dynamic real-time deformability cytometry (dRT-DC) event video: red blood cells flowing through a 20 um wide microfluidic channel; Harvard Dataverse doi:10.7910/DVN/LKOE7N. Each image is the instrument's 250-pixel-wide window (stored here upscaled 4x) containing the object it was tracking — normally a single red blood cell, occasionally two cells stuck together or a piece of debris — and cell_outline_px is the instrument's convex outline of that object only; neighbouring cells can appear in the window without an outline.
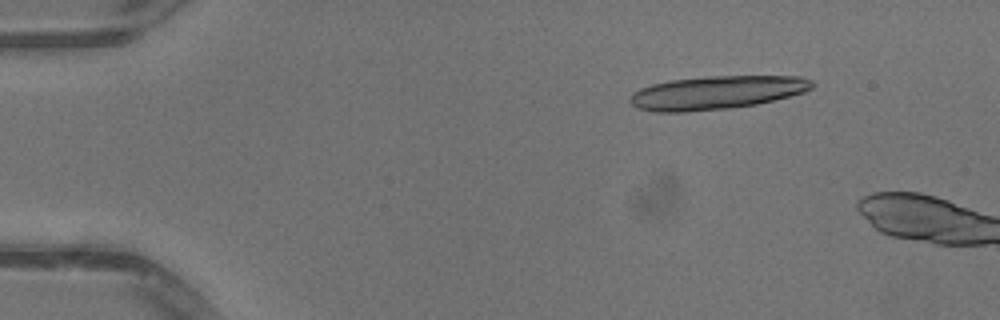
{"species": "common noctule bat (a hibernating species)", "species_latin": "Nyctalus noctula", "temperature_condition": "warm", "stored_images_in_passage": 5, "camera_frame_rate_fps": 3000, "um_per_image_px": 0.085, "animal": {"sex": "male", "body_mass_g": 13.3}, "frame": {"image": 1, "passage_image": 2, "time_ms": 0.333, "image_size_px": [1000, 320], "cell_outline_px": [[816, 84], [812, 88], [804, 92], [756, 104], [728, 108], [684, 112], [656, 112], [636, 108], [628, 100], [632, 92], [640, 88], [652, 84], [668, 80], [704, 76], [804, 76], [812, 80]], "centroid_in_image_um": [60.88, 7.86], "position_along_channel_um": 24.1, "area_um2": 35.66}}